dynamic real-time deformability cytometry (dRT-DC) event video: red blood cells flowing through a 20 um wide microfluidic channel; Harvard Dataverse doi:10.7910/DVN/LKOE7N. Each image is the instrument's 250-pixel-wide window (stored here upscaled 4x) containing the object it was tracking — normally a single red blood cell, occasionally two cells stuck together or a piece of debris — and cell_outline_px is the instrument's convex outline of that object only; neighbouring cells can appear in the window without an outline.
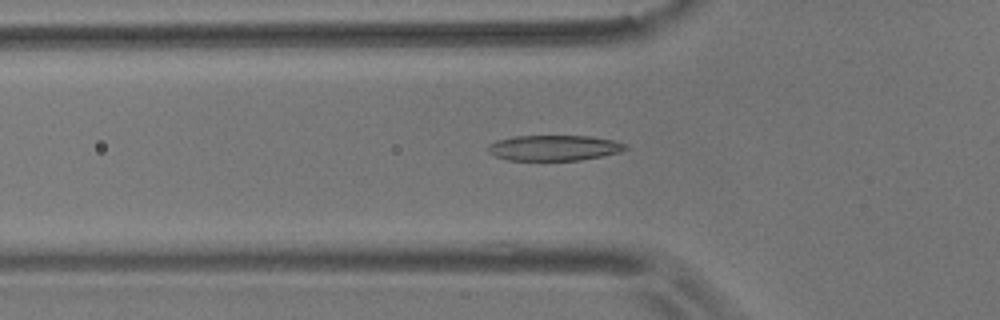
{"species": "common noctule bat (a hibernating species)", "species_latin": "Nyctalus noctula", "temperature_condition": "room temperature", "stored_images_in_passage": 55, "camera_frame_rate_fps": 3000, "um_per_image_px": 0.085, "animal": {"sex": "male", "body_mass_g": 17.9}, "frame": {"image": 1, "passage_image": 18, "time_ms": 5.667, "image_size_px": [1000, 320], "cell_outline_px": [[628, 148], [620, 152], [580, 160], [508, 160], [496, 156], [488, 152], [488, 144], [496, 140], [512, 136], [588, 136], [612, 140], [624, 144]], "centroid_in_image_um": [47.04, 12.56], "position_along_channel_um": 78.8, "area_um2": 20.29}}
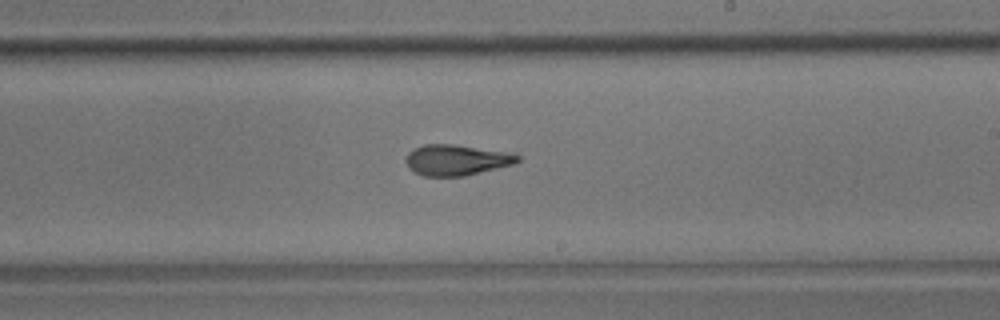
{"frame": {"image": 2, "passage_image": 32, "time_ms": 10.333, "image_size_px": [1000, 320], "cell_outline_px": [[520, 160], [516, 164], [464, 176], [424, 176], [408, 168], [404, 160], [408, 152], [424, 144], [452, 144], [516, 152], [520, 156]], "centroid_in_image_um": [38.86, 13.59], "position_along_channel_um": 250.1, "area_um2": 20.4}}
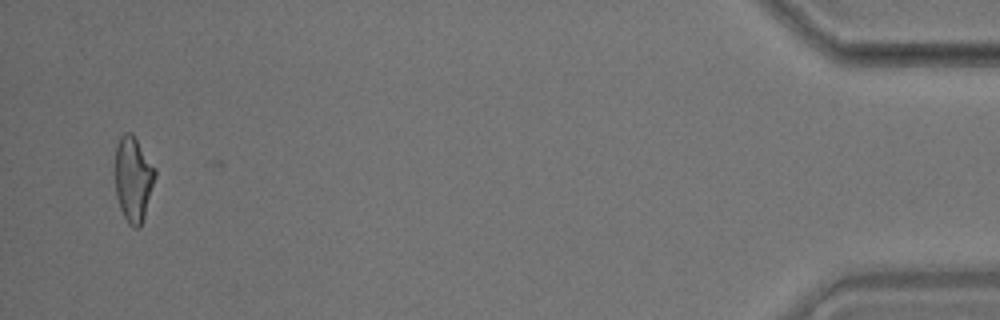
{"frame": {"image": 3, "passage_image": 53, "time_ms": 17.333, "image_size_px": [1000, 320], "cell_outline_px": [[156, 176], [144, 216], [140, 228], [132, 228], [128, 224], [120, 208], [116, 196], [116, 144], [120, 136], [124, 132], [132, 132], [156, 168]], "centroid_in_image_um": [11.33, 15.2], "position_along_channel_um": 423.9, "area_um2": 19.88}, "authors_computed_cell_mechanics": {"area_um2": 19.9988, "velocity_mm_per_s": 3.6563, "shape_relaxation_time_tau1_ms": 6.3797, "shape_relaxation_time_tau2_ms": 2.063, "deformation_change_tau1": 0.1974, "deformation_change_tau2": 0.0996}}